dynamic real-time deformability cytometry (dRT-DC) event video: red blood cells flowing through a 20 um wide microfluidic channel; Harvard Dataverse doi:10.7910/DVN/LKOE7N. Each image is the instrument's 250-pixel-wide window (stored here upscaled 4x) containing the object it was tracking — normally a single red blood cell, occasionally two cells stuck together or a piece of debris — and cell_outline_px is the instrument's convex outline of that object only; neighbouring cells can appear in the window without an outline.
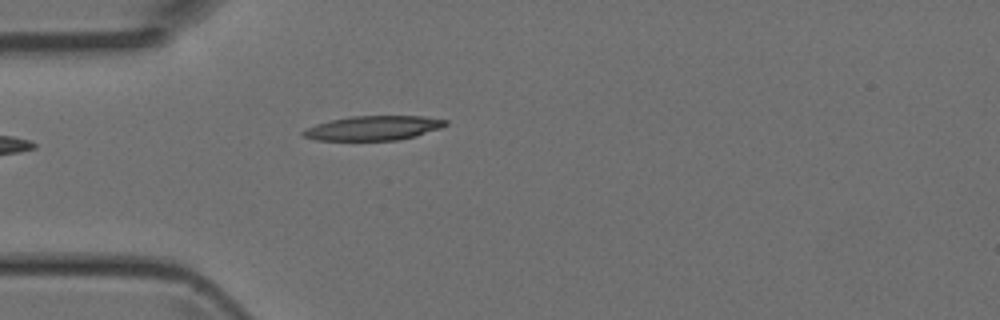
{"species": "Egyptian fruit bat (a non-hibernating species)", "species_latin": "Rousettus aegyptiacus", "temperature_condition": "room temperature", "stored_images_in_passage": 3, "camera_frame_rate_fps": 3000, "um_per_image_px": 0.085, "animal": {"sex": "female"}, "frame": {"image": 1, "passage_image": 1, "time_ms": 0.0, "image_size_px": [1000, 320], "cell_outline_px": [[448, 124], [440, 128], [416, 136], [396, 140], [316, 140], [304, 136], [300, 132], [316, 124], [332, 120], [352, 116], [424, 116], [448, 120]], "centroid_in_image_um": [31.77, 10.88], "position_along_channel_um": 53.2, "area_um2": 20.11}}